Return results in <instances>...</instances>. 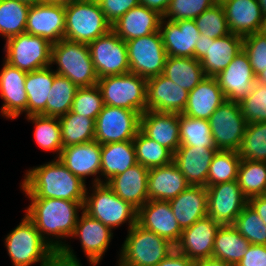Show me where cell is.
<instances>
[{
  "mask_svg": "<svg viewBox=\"0 0 266 266\" xmlns=\"http://www.w3.org/2000/svg\"><path fill=\"white\" fill-rule=\"evenodd\" d=\"M29 200L30 204L25 209V214L34 222L41 237L59 252L66 245V240L63 242L62 240L72 236L79 217L78 213L83 210L85 201L56 198Z\"/></svg>",
  "mask_w": 266,
  "mask_h": 266,
  "instance_id": "1",
  "label": "cell"
},
{
  "mask_svg": "<svg viewBox=\"0 0 266 266\" xmlns=\"http://www.w3.org/2000/svg\"><path fill=\"white\" fill-rule=\"evenodd\" d=\"M20 189L28 199L56 198L85 201L86 183L54 158L43 165L27 170Z\"/></svg>",
  "mask_w": 266,
  "mask_h": 266,
  "instance_id": "2",
  "label": "cell"
},
{
  "mask_svg": "<svg viewBox=\"0 0 266 266\" xmlns=\"http://www.w3.org/2000/svg\"><path fill=\"white\" fill-rule=\"evenodd\" d=\"M57 64L56 74L67 77L78 88L98 83L88 44L61 39L52 44L51 67Z\"/></svg>",
  "mask_w": 266,
  "mask_h": 266,
  "instance_id": "3",
  "label": "cell"
},
{
  "mask_svg": "<svg viewBox=\"0 0 266 266\" xmlns=\"http://www.w3.org/2000/svg\"><path fill=\"white\" fill-rule=\"evenodd\" d=\"M4 243L13 266H31L39 262L40 266H45L56 253L26 214L6 235Z\"/></svg>",
  "mask_w": 266,
  "mask_h": 266,
  "instance_id": "4",
  "label": "cell"
},
{
  "mask_svg": "<svg viewBox=\"0 0 266 266\" xmlns=\"http://www.w3.org/2000/svg\"><path fill=\"white\" fill-rule=\"evenodd\" d=\"M120 249L118 266H156L175 246L137 223L127 231Z\"/></svg>",
  "mask_w": 266,
  "mask_h": 266,
  "instance_id": "5",
  "label": "cell"
},
{
  "mask_svg": "<svg viewBox=\"0 0 266 266\" xmlns=\"http://www.w3.org/2000/svg\"><path fill=\"white\" fill-rule=\"evenodd\" d=\"M93 188V189H92ZM86 189L83 210L111 230L128 224V230L137 223V209L124 201L105 183ZM89 194V195H88Z\"/></svg>",
  "mask_w": 266,
  "mask_h": 266,
  "instance_id": "6",
  "label": "cell"
},
{
  "mask_svg": "<svg viewBox=\"0 0 266 266\" xmlns=\"http://www.w3.org/2000/svg\"><path fill=\"white\" fill-rule=\"evenodd\" d=\"M112 29L99 2H73L65 5L64 39L89 44Z\"/></svg>",
  "mask_w": 266,
  "mask_h": 266,
  "instance_id": "7",
  "label": "cell"
},
{
  "mask_svg": "<svg viewBox=\"0 0 266 266\" xmlns=\"http://www.w3.org/2000/svg\"><path fill=\"white\" fill-rule=\"evenodd\" d=\"M104 105L144 113L147 110V79L133 73L98 79Z\"/></svg>",
  "mask_w": 266,
  "mask_h": 266,
  "instance_id": "8",
  "label": "cell"
},
{
  "mask_svg": "<svg viewBox=\"0 0 266 266\" xmlns=\"http://www.w3.org/2000/svg\"><path fill=\"white\" fill-rule=\"evenodd\" d=\"M5 41L3 61L9 65L25 72L51 66L52 44L48 40L24 32Z\"/></svg>",
  "mask_w": 266,
  "mask_h": 266,
  "instance_id": "9",
  "label": "cell"
},
{
  "mask_svg": "<svg viewBox=\"0 0 266 266\" xmlns=\"http://www.w3.org/2000/svg\"><path fill=\"white\" fill-rule=\"evenodd\" d=\"M125 42L130 73L145 79L163 74L167 54L160 31Z\"/></svg>",
  "mask_w": 266,
  "mask_h": 266,
  "instance_id": "10",
  "label": "cell"
},
{
  "mask_svg": "<svg viewBox=\"0 0 266 266\" xmlns=\"http://www.w3.org/2000/svg\"><path fill=\"white\" fill-rule=\"evenodd\" d=\"M242 50V36L230 33L211 39L200 34L194 48V58L200 61L206 77H216Z\"/></svg>",
  "mask_w": 266,
  "mask_h": 266,
  "instance_id": "11",
  "label": "cell"
},
{
  "mask_svg": "<svg viewBox=\"0 0 266 266\" xmlns=\"http://www.w3.org/2000/svg\"><path fill=\"white\" fill-rule=\"evenodd\" d=\"M137 111L104 105L95 120V141L101 145L132 141L140 130Z\"/></svg>",
  "mask_w": 266,
  "mask_h": 266,
  "instance_id": "12",
  "label": "cell"
},
{
  "mask_svg": "<svg viewBox=\"0 0 266 266\" xmlns=\"http://www.w3.org/2000/svg\"><path fill=\"white\" fill-rule=\"evenodd\" d=\"M208 121L217 149L238 152L247 125L239 103L224 101Z\"/></svg>",
  "mask_w": 266,
  "mask_h": 266,
  "instance_id": "13",
  "label": "cell"
},
{
  "mask_svg": "<svg viewBox=\"0 0 266 266\" xmlns=\"http://www.w3.org/2000/svg\"><path fill=\"white\" fill-rule=\"evenodd\" d=\"M88 46L98 79L130 73L126 42L112 29Z\"/></svg>",
  "mask_w": 266,
  "mask_h": 266,
  "instance_id": "14",
  "label": "cell"
},
{
  "mask_svg": "<svg viewBox=\"0 0 266 266\" xmlns=\"http://www.w3.org/2000/svg\"><path fill=\"white\" fill-rule=\"evenodd\" d=\"M208 194V216L220 225H233L235 219L248 204L238 181L206 186Z\"/></svg>",
  "mask_w": 266,
  "mask_h": 266,
  "instance_id": "15",
  "label": "cell"
},
{
  "mask_svg": "<svg viewBox=\"0 0 266 266\" xmlns=\"http://www.w3.org/2000/svg\"><path fill=\"white\" fill-rule=\"evenodd\" d=\"M58 159L83 182L87 183L86 178L93 176L95 179L93 178L92 185L103 183V178L100 177L101 144L98 141L64 147Z\"/></svg>",
  "mask_w": 266,
  "mask_h": 266,
  "instance_id": "16",
  "label": "cell"
},
{
  "mask_svg": "<svg viewBox=\"0 0 266 266\" xmlns=\"http://www.w3.org/2000/svg\"><path fill=\"white\" fill-rule=\"evenodd\" d=\"M112 232L101 221L82 210L71 238H79L87 261L91 266H97L110 245L113 238Z\"/></svg>",
  "mask_w": 266,
  "mask_h": 266,
  "instance_id": "17",
  "label": "cell"
},
{
  "mask_svg": "<svg viewBox=\"0 0 266 266\" xmlns=\"http://www.w3.org/2000/svg\"><path fill=\"white\" fill-rule=\"evenodd\" d=\"M25 32L42 37L51 44L64 39L65 5L42 2L30 6Z\"/></svg>",
  "mask_w": 266,
  "mask_h": 266,
  "instance_id": "18",
  "label": "cell"
},
{
  "mask_svg": "<svg viewBox=\"0 0 266 266\" xmlns=\"http://www.w3.org/2000/svg\"><path fill=\"white\" fill-rule=\"evenodd\" d=\"M137 224L167 239L174 246L183 231L168 201L148 200L137 210Z\"/></svg>",
  "mask_w": 266,
  "mask_h": 266,
  "instance_id": "19",
  "label": "cell"
},
{
  "mask_svg": "<svg viewBox=\"0 0 266 266\" xmlns=\"http://www.w3.org/2000/svg\"><path fill=\"white\" fill-rule=\"evenodd\" d=\"M221 225L206 216L182 231L175 249L193 262L212 258L214 239Z\"/></svg>",
  "mask_w": 266,
  "mask_h": 266,
  "instance_id": "20",
  "label": "cell"
},
{
  "mask_svg": "<svg viewBox=\"0 0 266 266\" xmlns=\"http://www.w3.org/2000/svg\"><path fill=\"white\" fill-rule=\"evenodd\" d=\"M26 74L27 72L3 62L0 71V97L3 105L0 113L6 119L14 120L24 112L27 116Z\"/></svg>",
  "mask_w": 266,
  "mask_h": 266,
  "instance_id": "21",
  "label": "cell"
},
{
  "mask_svg": "<svg viewBox=\"0 0 266 266\" xmlns=\"http://www.w3.org/2000/svg\"><path fill=\"white\" fill-rule=\"evenodd\" d=\"M215 78L226 100L237 102L250 93L256 82V76L244 50L240 51Z\"/></svg>",
  "mask_w": 266,
  "mask_h": 266,
  "instance_id": "22",
  "label": "cell"
},
{
  "mask_svg": "<svg viewBox=\"0 0 266 266\" xmlns=\"http://www.w3.org/2000/svg\"><path fill=\"white\" fill-rule=\"evenodd\" d=\"M189 91L163 74L147 79V110L166 113H183Z\"/></svg>",
  "mask_w": 266,
  "mask_h": 266,
  "instance_id": "23",
  "label": "cell"
},
{
  "mask_svg": "<svg viewBox=\"0 0 266 266\" xmlns=\"http://www.w3.org/2000/svg\"><path fill=\"white\" fill-rule=\"evenodd\" d=\"M159 31L167 56L194 57V48L200 37L194 20L162 18Z\"/></svg>",
  "mask_w": 266,
  "mask_h": 266,
  "instance_id": "24",
  "label": "cell"
},
{
  "mask_svg": "<svg viewBox=\"0 0 266 266\" xmlns=\"http://www.w3.org/2000/svg\"><path fill=\"white\" fill-rule=\"evenodd\" d=\"M140 130L173 153L180 146L179 113L146 110L140 116Z\"/></svg>",
  "mask_w": 266,
  "mask_h": 266,
  "instance_id": "25",
  "label": "cell"
},
{
  "mask_svg": "<svg viewBox=\"0 0 266 266\" xmlns=\"http://www.w3.org/2000/svg\"><path fill=\"white\" fill-rule=\"evenodd\" d=\"M218 149L179 146L173 162L191 186H207V175L212 158Z\"/></svg>",
  "mask_w": 266,
  "mask_h": 266,
  "instance_id": "26",
  "label": "cell"
},
{
  "mask_svg": "<svg viewBox=\"0 0 266 266\" xmlns=\"http://www.w3.org/2000/svg\"><path fill=\"white\" fill-rule=\"evenodd\" d=\"M148 172L149 169L137 163L123 173L113 176L105 184L138 210L149 200Z\"/></svg>",
  "mask_w": 266,
  "mask_h": 266,
  "instance_id": "27",
  "label": "cell"
},
{
  "mask_svg": "<svg viewBox=\"0 0 266 266\" xmlns=\"http://www.w3.org/2000/svg\"><path fill=\"white\" fill-rule=\"evenodd\" d=\"M230 33L245 37L259 32L263 13L257 0H222Z\"/></svg>",
  "mask_w": 266,
  "mask_h": 266,
  "instance_id": "28",
  "label": "cell"
},
{
  "mask_svg": "<svg viewBox=\"0 0 266 266\" xmlns=\"http://www.w3.org/2000/svg\"><path fill=\"white\" fill-rule=\"evenodd\" d=\"M162 18L158 12L139 4L112 24V30L122 40L129 41L159 31Z\"/></svg>",
  "mask_w": 266,
  "mask_h": 266,
  "instance_id": "29",
  "label": "cell"
},
{
  "mask_svg": "<svg viewBox=\"0 0 266 266\" xmlns=\"http://www.w3.org/2000/svg\"><path fill=\"white\" fill-rule=\"evenodd\" d=\"M182 230L208 216V194L205 186H189L168 201Z\"/></svg>",
  "mask_w": 266,
  "mask_h": 266,
  "instance_id": "30",
  "label": "cell"
},
{
  "mask_svg": "<svg viewBox=\"0 0 266 266\" xmlns=\"http://www.w3.org/2000/svg\"><path fill=\"white\" fill-rule=\"evenodd\" d=\"M226 98L215 77H205L188 94L187 105L182 114L191 118L209 120Z\"/></svg>",
  "mask_w": 266,
  "mask_h": 266,
  "instance_id": "31",
  "label": "cell"
},
{
  "mask_svg": "<svg viewBox=\"0 0 266 266\" xmlns=\"http://www.w3.org/2000/svg\"><path fill=\"white\" fill-rule=\"evenodd\" d=\"M190 184L174 162L149 169L148 199L169 201L186 190Z\"/></svg>",
  "mask_w": 266,
  "mask_h": 266,
  "instance_id": "32",
  "label": "cell"
},
{
  "mask_svg": "<svg viewBox=\"0 0 266 266\" xmlns=\"http://www.w3.org/2000/svg\"><path fill=\"white\" fill-rule=\"evenodd\" d=\"M137 164L133 141H121L101 145V176L106 183Z\"/></svg>",
  "mask_w": 266,
  "mask_h": 266,
  "instance_id": "33",
  "label": "cell"
},
{
  "mask_svg": "<svg viewBox=\"0 0 266 266\" xmlns=\"http://www.w3.org/2000/svg\"><path fill=\"white\" fill-rule=\"evenodd\" d=\"M56 72L51 66L27 72L25 90L27 93V116H46V103Z\"/></svg>",
  "mask_w": 266,
  "mask_h": 266,
  "instance_id": "34",
  "label": "cell"
},
{
  "mask_svg": "<svg viewBox=\"0 0 266 266\" xmlns=\"http://www.w3.org/2000/svg\"><path fill=\"white\" fill-rule=\"evenodd\" d=\"M250 245L233 225H221L214 239L212 258L236 266Z\"/></svg>",
  "mask_w": 266,
  "mask_h": 266,
  "instance_id": "35",
  "label": "cell"
},
{
  "mask_svg": "<svg viewBox=\"0 0 266 266\" xmlns=\"http://www.w3.org/2000/svg\"><path fill=\"white\" fill-rule=\"evenodd\" d=\"M163 75L187 91H191L206 77L199 60L173 56H167Z\"/></svg>",
  "mask_w": 266,
  "mask_h": 266,
  "instance_id": "36",
  "label": "cell"
},
{
  "mask_svg": "<svg viewBox=\"0 0 266 266\" xmlns=\"http://www.w3.org/2000/svg\"><path fill=\"white\" fill-rule=\"evenodd\" d=\"M63 148L95 140V120L78 115L71 110L58 117Z\"/></svg>",
  "mask_w": 266,
  "mask_h": 266,
  "instance_id": "37",
  "label": "cell"
},
{
  "mask_svg": "<svg viewBox=\"0 0 266 266\" xmlns=\"http://www.w3.org/2000/svg\"><path fill=\"white\" fill-rule=\"evenodd\" d=\"M25 118L34 124V138L39 148L54 154L56 152L58 159L63 148L59 118L44 115H29Z\"/></svg>",
  "mask_w": 266,
  "mask_h": 266,
  "instance_id": "38",
  "label": "cell"
},
{
  "mask_svg": "<svg viewBox=\"0 0 266 266\" xmlns=\"http://www.w3.org/2000/svg\"><path fill=\"white\" fill-rule=\"evenodd\" d=\"M179 136L180 146L217 149L212 137L209 121L206 119L191 118L180 113Z\"/></svg>",
  "mask_w": 266,
  "mask_h": 266,
  "instance_id": "39",
  "label": "cell"
},
{
  "mask_svg": "<svg viewBox=\"0 0 266 266\" xmlns=\"http://www.w3.org/2000/svg\"><path fill=\"white\" fill-rule=\"evenodd\" d=\"M132 141L135 147L137 163L147 169L161 167L173 162L174 153L147 137L141 130L138 131Z\"/></svg>",
  "mask_w": 266,
  "mask_h": 266,
  "instance_id": "40",
  "label": "cell"
},
{
  "mask_svg": "<svg viewBox=\"0 0 266 266\" xmlns=\"http://www.w3.org/2000/svg\"><path fill=\"white\" fill-rule=\"evenodd\" d=\"M29 8L19 0H0V35L4 39L25 32Z\"/></svg>",
  "mask_w": 266,
  "mask_h": 266,
  "instance_id": "41",
  "label": "cell"
},
{
  "mask_svg": "<svg viewBox=\"0 0 266 266\" xmlns=\"http://www.w3.org/2000/svg\"><path fill=\"white\" fill-rule=\"evenodd\" d=\"M243 194L249 199L266 191V162L241 160L237 175Z\"/></svg>",
  "mask_w": 266,
  "mask_h": 266,
  "instance_id": "42",
  "label": "cell"
},
{
  "mask_svg": "<svg viewBox=\"0 0 266 266\" xmlns=\"http://www.w3.org/2000/svg\"><path fill=\"white\" fill-rule=\"evenodd\" d=\"M78 87L67 77L56 75L46 103V116L60 117L68 113Z\"/></svg>",
  "mask_w": 266,
  "mask_h": 266,
  "instance_id": "43",
  "label": "cell"
},
{
  "mask_svg": "<svg viewBox=\"0 0 266 266\" xmlns=\"http://www.w3.org/2000/svg\"><path fill=\"white\" fill-rule=\"evenodd\" d=\"M238 154L241 160L266 162V122L247 123Z\"/></svg>",
  "mask_w": 266,
  "mask_h": 266,
  "instance_id": "44",
  "label": "cell"
},
{
  "mask_svg": "<svg viewBox=\"0 0 266 266\" xmlns=\"http://www.w3.org/2000/svg\"><path fill=\"white\" fill-rule=\"evenodd\" d=\"M240 161L236 151H216L209 167L207 186L237 180Z\"/></svg>",
  "mask_w": 266,
  "mask_h": 266,
  "instance_id": "45",
  "label": "cell"
},
{
  "mask_svg": "<svg viewBox=\"0 0 266 266\" xmlns=\"http://www.w3.org/2000/svg\"><path fill=\"white\" fill-rule=\"evenodd\" d=\"M233 226L250 244L266 245V224L249 204L243 208Z\"/></svg>",
  "mask_w": 266,
  "mask_h": 266,
  "instance_id": "46",
  "label": "cell"
},
{
  "mask_svg": "<svg viewBox=\"0 0 266 266\" xmlns=\"http://www.w3.org/2000/svg\"><path fill=\"white\" fill-rule=\"evenodd\" d=\"M200 34L217 39L230 34L223 6L220 3L205 10L194 19Z\"/></svg>",
  "mask_w": 266,
  "mask_h": 266,
  "instance_id": "47",
  "label": "cell"
},
{
  "mask_svg": "<svg viewBox=\"0 0 266 266\" xmlns=\"http://www.w3.org/2000/svg\"><path fill=\"white\" fill-rule=\"evenodd\" d=\"M103 107L104 101L102 93L99 86L96 84L94 86L77 89L71 111L78 115L96 120Z\"/></svg>",
  "mask_w": 266,
  "mask_h": 266,
  "instance_id": "48",
  "label": "cell"
},
{
  "mask_svg": "<svg viewBox=\"0 0 266 266\" xmlns=\"http://www.w3.org/2000/svg\"><path fill=\"white\" fill-rule=\"evenodd\" d=\"M238 103L247 123L266 122V85L255 82L250 93Z\"/></svg>",
  "mask_w": 266,
  "mask_h": 266,
  "instance_id": "49",
  "label": "cell"
},
{
  "mask_svg": "<svg viewBox=\"0 0 266 266\" xmlns=\"http://www.w3.org/2000/svg\"><path fill=\"white\" fill-rule=\"evenodd\" d=\"M217 3V0H171L163 18L171 21L194 20Z\"/></svg>",
  "mask_w": 266,
  "mask_h": 266,
  "instance_id": "50",
  "label": "cell"
},
{
  "mask_svg": "<svg viewBox=\"0 0 266 266\" xmlns=\"http://www.w3.org/2000/svg\"><path fill=\"white\" fill-rule=\"evenodd\" d=\"M243 50L255 76L266 69V36L260 32L243 37Z\"/></svg>",
  "mask_w": 266,
  "mask_h": 266,
  "instance_id": "51",
  "label": "cell"
},
{
  "mask_svg": "<svg viewBox=\"0 0 266 266\" xmlns=\"http://www.w3.org/2000/svg\"><path fill=\"white\" fill-rule=\"evenodd\" d=\"M139 4V0H101L99 2L102 12L111 25L127 11Z\"/></svg>",
  "mask_w": 266,
  "mask_h": 266,
  "instance_id": "52",
  "label": "cell"
},
{
  "mask_svg": "<svg viewBox=\"0 0 266 266\" xmlns=\"http://www.w3.org/2000/svg\"><path fill=\"white\" fill-rule=\"evenodd\" d=\"M236 266H266V245L251 244Z\"/></svg>",
  "mask_w": 266,
  "mask_h": 266,
  "instance_id": "53",
  "label": "cell"
},
{
  "mask_svg": "<svg viewBox=\"0 0 266 266\" xmlns=\"http://www.w3.org/2000/svg\"><path fill=\"white\" fill-rule=\"evenodd\" d=\"M45 266H82L75 252L68 243L56 252Z\"/></svg>",
  "mask_w": 266,
  "mask_h": 266,
  "instance_id": "54",
  "label": "cell"
},
{
  "mask_svg": "<svg viewBox=\"0 0 266 266\" xmlns=\"http://www.w3.org/2000/svg\"><path fill=\"white\" fill-rule=\"evenodd\" d=\"M193 261L186 255L174 249L167 257L156 266H193Z\"/></svg>",
  "mask_w": 266,
  "mask_h": 266,
  "instance_id": "55",
  "label": "cell"
},
{
  "mask_svg": "<svg viewBox=\"0 0 266 266\" xmlns=\"http://www.w3.org/2000/svg\"><path fill=\"white\" fill-rule=\"evenodd\" d=\"M248 204L252 207V209L257 212L259 217L266 224V196L258 195L248 199Z\"/></svg>",
  "mask_w": 266,
  "mask_h": 266,
  "instance_id": "56",
  "label": "cell"
},
{
  "mask_svg": "<svg viewBox=\"0 0 266 266\" xmlns=\"http://www.w3.org/2000/svg\"><path fill=\"white\" fill-rule=\"evenodd\" d=\"M140 5L147 7L148 9L158 12L164 16L171 0H139Z\"/></svg>",
  "mask_w": 266,
  "mask_h": 266,
  "instance_id": "57",
  "label": "cell"
},
{
  "mask_svg": "<svg viewBox=\"0 0 266 266\" xmlns=\"http://www.w3.org/2000/svg\"><path fill=\"white\" fill-rule=\"evenodd\" d=\"M193 266H234L213 258L195 261Z\"/></svg>",
  "mask_w": 266,
  "mask_h": 266,
  "instance_id": "58",
  "label": "cell"
},
{
  "mask_svg": "<svg viewBox=\"0 0 266 266\" xmlns=\"http://www.w3.org/2000/svg\"><path fill=\"white\" fill-rule=\"evenodd\" d=\"M256 82L266 85V69L256 76Z\"/></svg>",
  "mask_w": 266,
  "mask_h": 266,
  "instance_id": "59",
  "label": "cell"
},
{
  "mask_svg": "<svg viewBox=\"0 0 266 266\" xmlns=\"http://www.w3.org/2000/svg\"><path fill=\"white\" fill-rule=\"evenodd\" d=\"M259 32L266 36V14L263 15L262 23Z\"/></svg>",
  "mask_w": 266,
  "mask_h": 266,
  "instance_id": "60",
  "label": "cell"
},
{
  "mask_svg": "<svg viewBox=\"0 0 266 266\" xmlns=\"http://www.w3.org/2000/svg\"><path fill=\"white\" fill-rule=\"evenodd\" d=\"M42 2L51 3V4H62V5L67 4V0H42Z\"/></svg>",
  "mask_w": 266,
  "mask_h": 266,
  "instance_id": "61",
  "label": "cell"
},
{
  "mask_svg": "<svg viewBox=\"0 0 266 266\" xmlns=\"http://www.w3.org/2000/svg\"><path fill=\"white\" fill-rule=\"evenodd\" d=\"M30 6L42 3V0H19Z\"/></svg>",
  "mask_w": 266,
  "mask_h": 266,
  "instance_id": "62",
  "label": "cell"
},
{
  "mask_svg": "<svg viewBox=\"0 0 266 266\" xmlns=\"http://www.w3.org/2000/svg\"><path fill=\"white\" fill-rule=\"evenodd\" d=\"M259 2V6L261 8V11L263 15L266 14V0H257Z\"/></svg>",
  "mask_w": 266,
  "mask_h": 266,
  "instance_id": "63",
  "label": "cell"
},
{
  "mask_svg": "<svg viewBox=\"0 0 266 266\" xmlns=\"http://www.w3.org/2000/svg\"><path fill=\"white\" fill-rule=\"evenodd\" d=\"M85 1H91V0H67V4L73 2H85Z\"/></svg>",
  "mask_w": 266,
  "mask_h": 266,
  "instance_id": "64",
  "label": "cell"
},
{
  "mask_svg": "<svg viewBox=\"0 0 266 266\" xmlns=\"http://www.w3.org/2000/svg\"><path fill=\"white\" fill-rule=\"evenodd\" d=\"M91 1H94V2H100L101 0H91Z\"/></svg>",
  "mask_w": 266,
  "mask_h": 266,
  "instance_id": "65",
  "label": "cell"
}]
</instances>
